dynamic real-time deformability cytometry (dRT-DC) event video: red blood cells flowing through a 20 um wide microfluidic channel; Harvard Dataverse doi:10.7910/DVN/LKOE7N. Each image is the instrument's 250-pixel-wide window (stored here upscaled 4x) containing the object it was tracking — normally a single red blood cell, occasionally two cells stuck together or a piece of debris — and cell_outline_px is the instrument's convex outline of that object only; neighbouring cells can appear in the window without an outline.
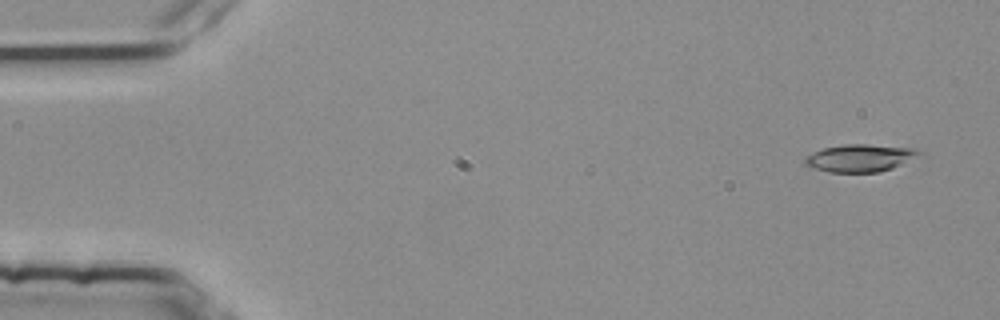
{"species": "common noctule bat (a hibernating species)", "species_latin": "Nyctalus noctula", "temperature_condition": "room temperature", "stored_images_in_passage": 52, "camera_frame_rate_fps": 3000, "um_per_image_px": 0.085, "animal": {"sex": "female", "body_mass_g": 25.1}, "frame": {"image": 1, "passage_image": 1, "time_ms": 0.0, "image_size_px": [1000, 320], "cell_outline_px": [[924, 160], [876, 172], [828, 172], [812, 168], [804, 160], [804, 156], [812, 152], [824, 148], [844, 144], [868, 144], [916, 148], [924, 152]], "centroid_in_image_um": [73.29, 13.42], "position_along_channel_um": 11.7, "area_um2": 19.07}}
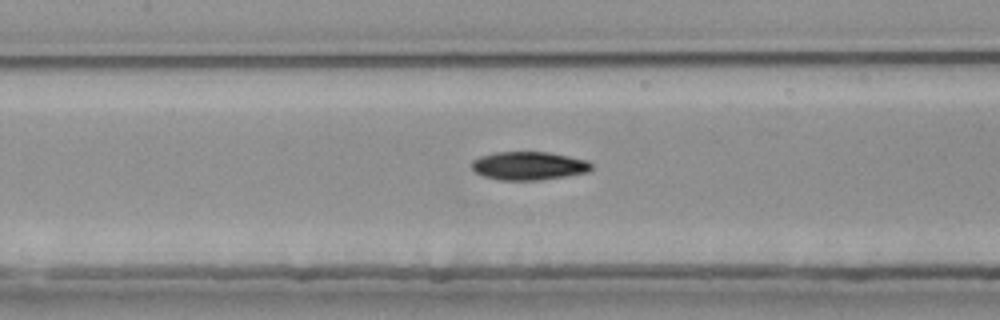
{"frame": {"image": 2, "passage_image": 23, "time_ms": 7.333, "image_size_px": [1000, 320], "cell_outline_px": [[592, 168], [588, 172], [564, 176], [536, 180], [500, 180], [484, 176], [476, 172], [472, 168], [472, 160], [480, 156], [496, 152], [548, 152], [588, 160], [592, 164]], "centroid_in_image_um": [44.94, 14.08], "position_along_channel_um": 162.5, "area_um2": 19.65}}
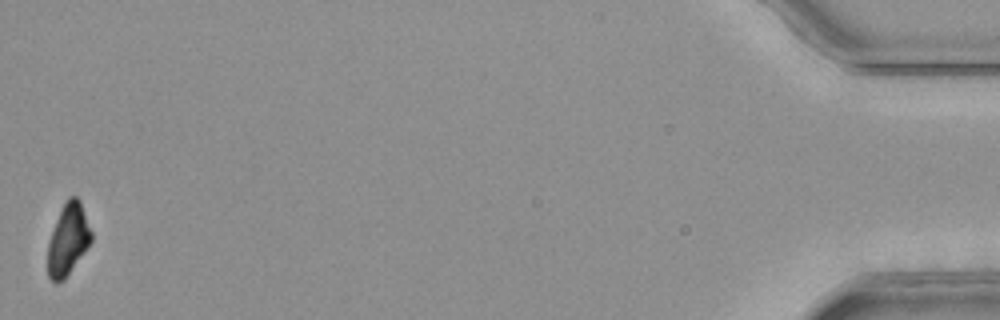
{"frame": {"image": 3, "passage_image": 52, "time_ms": 17.0, "image_size_px": [1000, 320], "cell_outline_px": [[92, 240], [64, 280], [56, 284], [48, 276], [48, 244], [56, 220], [68, 196], [76, 196], [80, 200], [92, 232]], "centroid_in_image_um": [5.79, 20.36], "position_along_channel_um": 429.4, "area_um2": 17.86}, "authors_computed_cell_mechanics": {"area_um2": 19.1896, "velocity_mm_per_s": 3.792, "shape_relaxation_time_tau1_ms": 4.827, "shape_relaxation_time_tau2_ms": null, "deformation_change_tau1": 0.1599, "deformation_change_tau2": null}}